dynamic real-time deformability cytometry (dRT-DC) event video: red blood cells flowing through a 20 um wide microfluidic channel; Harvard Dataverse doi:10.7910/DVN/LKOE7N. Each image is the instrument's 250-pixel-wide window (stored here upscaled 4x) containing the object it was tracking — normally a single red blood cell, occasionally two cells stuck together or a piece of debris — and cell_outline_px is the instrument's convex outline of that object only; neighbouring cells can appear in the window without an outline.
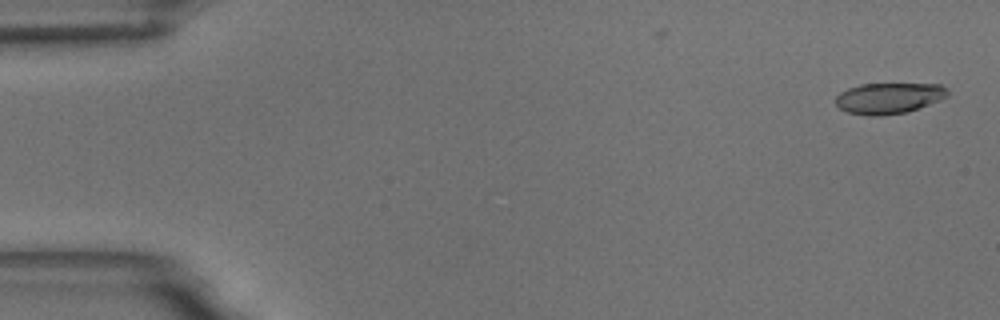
{"species": "common noctule bat (a hibernating species)", "species_latin": "Nyctalus noctula", "temperature_condition": "room temperature", "stored_images_in_passage": 54, "camera_frame_rate_fps": 3000, "um_per_image_px": 0.085, "animal": {"sex": "male", "body_mass_g": 18.8}, "frame": {"image": 1, "passage_image": 1, "time_ms": 0.0, "image_size_px": [1000, 320], "cell_outline_px": [[948, 96], [940, 100], [904, 112], [880, 116], [868, 116], [848, 112], [840, 108], [836, 104], [836, 96], [840, 92], [848, 88], [860, 84], [940, 84], [948, 88]], "centroid_in_image_um": [75.54, 8.33], "position_along_channel_um": 9.5, "area_um2": 20.06}}
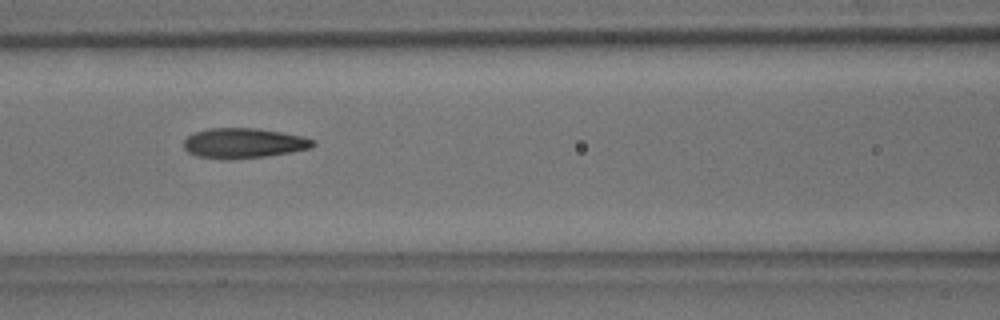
{"frame": {"image": 2, "passage_image": 23, "time_ms": 7.333, "image_size_px": [1000, 320], "cell_outline_px": [[316, 144], [312, 148], [292, 152], [264, 156], [196, 156], [188, 152], [184, 148], [184, 140], [188, 136], [196, 132], [208, 128], [256, 128], [280, 132], [300, 136], [316, 140]], "centroid_in_image_um": [20.77, 12.12], "position_along_channel_um": 145.8, "area_um2": 21.68}}
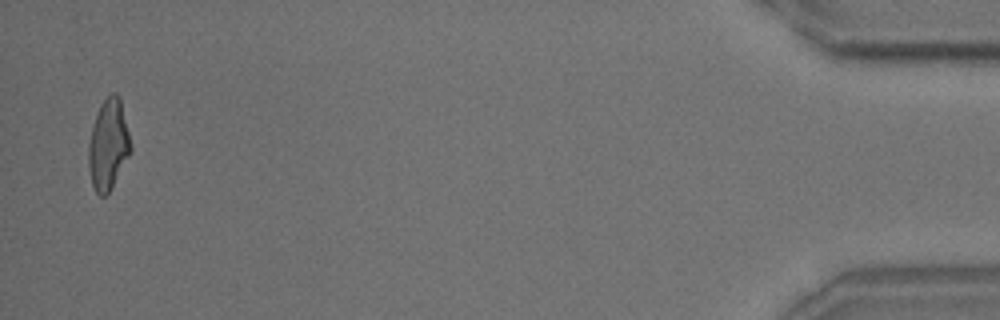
{"frame": {"image": 3, "passage_image": 53, "time_ms": 17.333, "image_size_px": [1000, 320], "cell_outline_px": [[132, 152], [112, 188], [104, 196], [100, 196], [96, 192], [92, 184], [88, 164], [88, 144], [92, 128], [100, 104], [112, 92], [116, 92], [120, 96], [132, 144]], "centroid_in_image_um": [9.23, 12.29], "position_along_channel_um": 426.0, "area_um2": 22.48}, "authors_computed_cell_mechanics": {"area_um2": 22.1374, "velocity_mm_per_s": 3.6751, "shape_relaxation_time_tau1_ms": 4.2807, "shape_relaxation_time_tau2_ms": 1.7673, "deformation_change_tau1": 0.1666, "deformation_change_tau2": 0.0915}}